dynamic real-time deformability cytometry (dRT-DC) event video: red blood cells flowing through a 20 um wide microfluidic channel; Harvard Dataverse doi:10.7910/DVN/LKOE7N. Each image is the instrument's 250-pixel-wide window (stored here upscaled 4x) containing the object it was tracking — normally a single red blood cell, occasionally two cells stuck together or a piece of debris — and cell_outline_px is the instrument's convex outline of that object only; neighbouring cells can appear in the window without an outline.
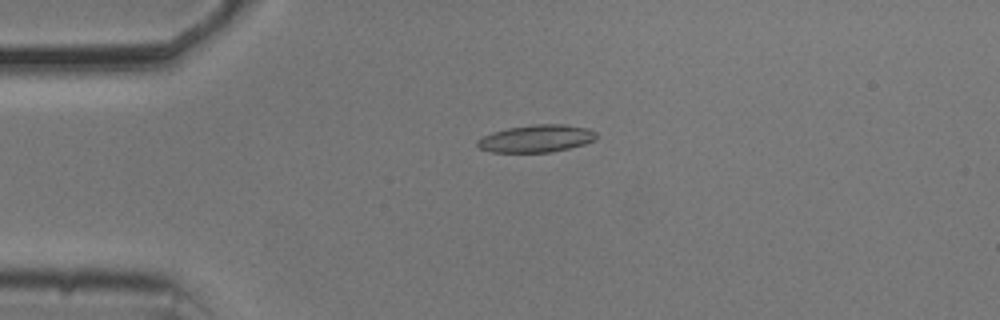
{"species": "common noctule bat (a hibernating species)", "species_latin": "Nyctalus noctula", "temperature_condition": "cold", "stored_images_in_passage": 55, "camera_frame_rate_fps": 3000, "um_per_image_px": 0.085, "animal": {"sex": "male", "body_mass_g": 20.5, "forearm_length_mm": 52.5}, "frame": {"image": 1, "passage_image": 13, "time_ms": 4.0, "image_size_px": [1000, 320], "cell_outline_px": [[596, 140], [584, 144], [552, 152], [492, 152], [480, 148], [476, 144], [476, 140], [492, 132], [508, 128], [532, 124], [564, 124], [588, 128], [596, 132]], "centroid_in_image_um": [45.6, 11.77], "position_along_channel_um": 39.4, "area_um2": 19.02}}
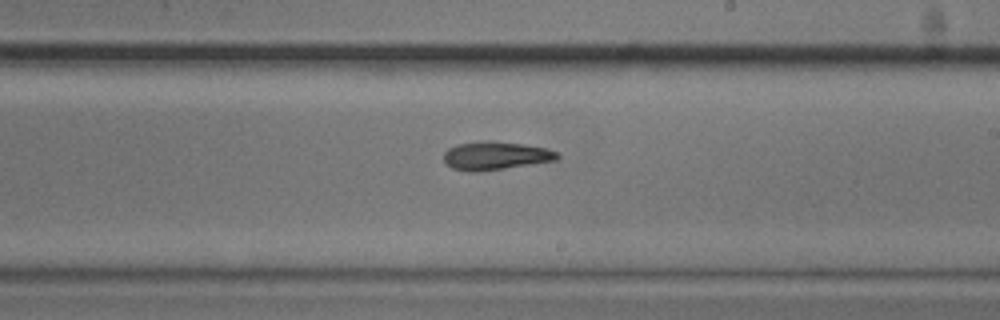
{"frame": {"image": 2, "passage_image": 32, "time_ms": 10.333, "image_size_px": [1000, 320], "cell_outline_px": [[560, 156], [556, 160], [532, 164], [480, 172], [468, 172], [452, 168], [444, 160], [444, 152], [448, 148], [456, 144], [484, 140], [492, 140], [524, 144], [548, 148], [560, 152]], "centroid_in_image_um": [42.14, 13.22], "position_along_channel_um": 246.9, "area_um2": 19.07}}
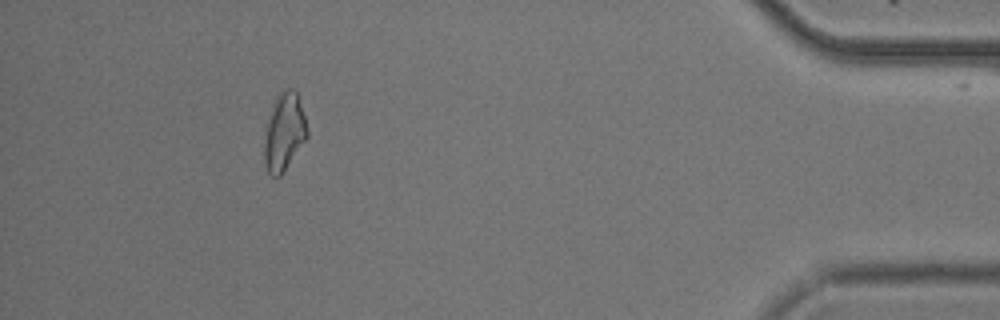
{"frame": {"image": 3, "passage_image": 50, "time_ms": 16.333, "image_size_px": [1000, 320], "cell_outline_px": [[308, 136], [280, 176], [272, 176], [268, 172], [264, 164], [264, 140], [268, 120], [272, 104], [276, 96], [280, 92], [288, 88], [292, 88], [296, 92], [304, 116], [308, 132]], "centroid_in_image_um": [24.14, 11.22], "position_along_channel_um": 411.1, "area_um2": 19.07}, "authors_computed_cell_mechanics": {"area_um2": 18.7272, "velocity_mm_per_s": 3.6993, "shape_relaxation_time_tau1_ms": 2.8911, "shape_relaxation_time_tau2_ms": 4.3589, "deformation_change_tau1": 0.1139, "deformation_change_tau2": 0.1039}}